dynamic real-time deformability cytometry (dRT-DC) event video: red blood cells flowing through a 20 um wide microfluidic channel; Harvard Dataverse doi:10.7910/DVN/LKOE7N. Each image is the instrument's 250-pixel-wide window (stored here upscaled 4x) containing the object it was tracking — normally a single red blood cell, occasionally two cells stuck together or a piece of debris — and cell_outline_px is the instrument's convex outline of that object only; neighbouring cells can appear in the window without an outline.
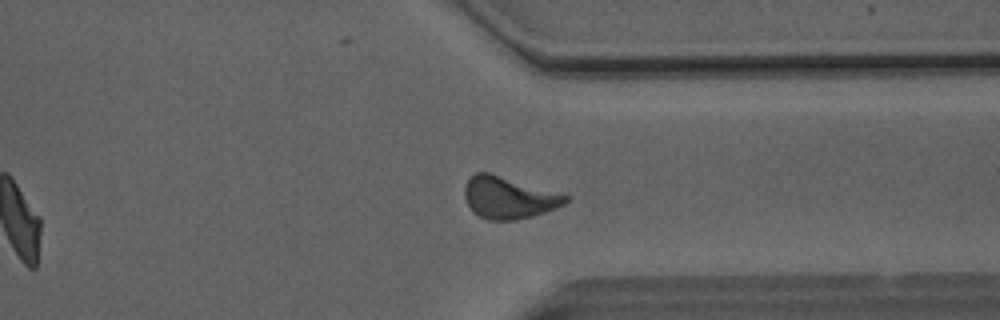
{"species": "Egyptian fruit bat (a non-hibernating species)", "species_latin": "Rousettus aegyptiacus", "temperature_condition": "room temperature", "stored_images_in_passage": 35, "camera_frame_rate_fps": 3000, "um_per_image_px": 0.085, "animal": {"sex": "male"}, "frame": {"image": 1, "passage_image": 30, "time_ms": 9.667, "image_size_px": [1000, 320], "cell_outline_px": [[568, 200], [564, 204], [556, 208], [532, 216], [516, 220], [488, 220], [472, 212], [464, 196], [464, 184], [476, 172], [488, 172], [568, 196]], "centroid_in_image_um": [43.18, 16.81], "position_along_channel_um": 368.2, "area_um2": 24.28}, "authors_computed_cell_mechanics": {"area_um2": 23.9292, "velocity_mm_per_s": 4.0604, "shape_relaxation_time_tau1_ms": 5.6262, "shape_relaxation_time_tau2_ms": 1.685, "deformation_change_tau1": 0.15, "deformation_change_tau2": 0.0905}}